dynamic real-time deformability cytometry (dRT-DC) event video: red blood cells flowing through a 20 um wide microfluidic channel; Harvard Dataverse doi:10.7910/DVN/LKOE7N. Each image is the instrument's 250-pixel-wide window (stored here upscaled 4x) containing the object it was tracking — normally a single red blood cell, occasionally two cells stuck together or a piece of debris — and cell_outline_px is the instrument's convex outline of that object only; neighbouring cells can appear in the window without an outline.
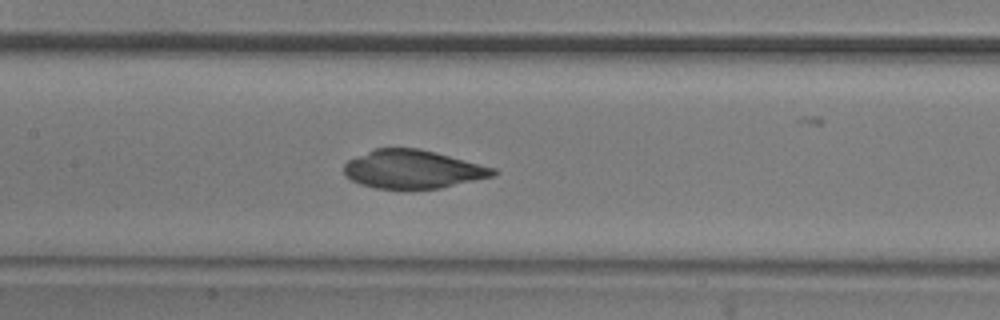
{"species": "common noctule bat (a hibernating species)", "species_latin": "Nyctalus noctula", "temperature_condition": "room temperature", "stored_images_in_passage": 53, "camera_frame_rate_fps": 3000, "um_per_image_px": 0.085, "animal": {"sex": "male", "body_mass_g": 20.5, "forearm_length_mm": 52.5}, "frame": {"image": 1, "passage_image": 23, "time_ms": 7.333, "image_size_px": [1000, 320], "cell_outline_px": [[500, 172], [492, 176], [440, 188], [376, 188], [360, 184], [344, 176], [344, 164], [348, 160], [372, 148], [420, 148], [436, 152], [496, 168]], "centroid_in_image_um": [35.07, 14.37], "position_along_channel_um": 172.3, "area_um2": 33.35}}
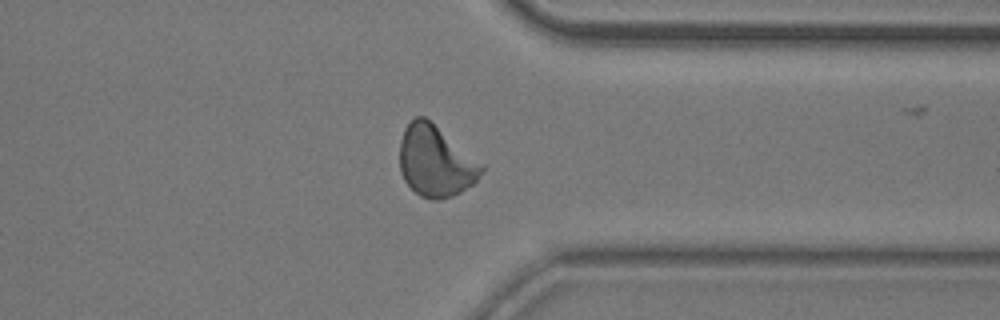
{"frame": {"image": 2, "passage_image": 40, "time_ms": 13.0, "image_size_px": [1000, 320], "cell_outline_px": [[484, 168], [476, 180], [472, 184], [460, 192], [452, 196], [440, 200], [432, 200], [420, 196], [404, 180], [400, 172], [400, 144], [404, 128], [416, 116], [424, 116], [484, 164]], "centroid_in_image_um": [37.02, 13.72], "position_along_channel_um": 374.4, "area_um2": 33.64}}
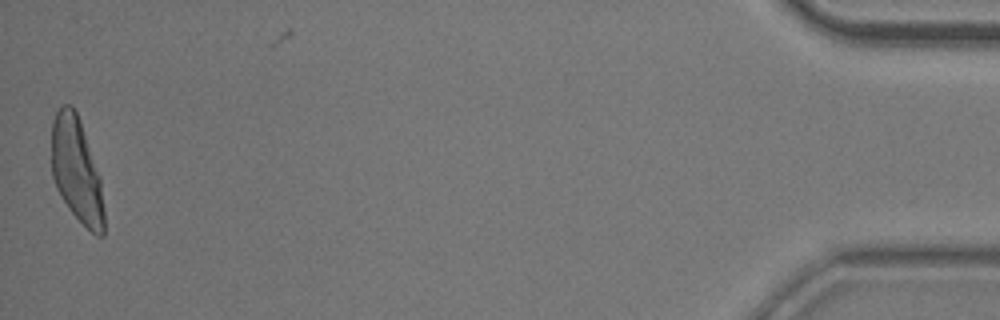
{"frame": {"image": 3, "passage_image": 52, "time_ms": 17.0, "image_size_px": [1000, 320], "cell_outline_px": [[104, 236], [96, 236], [68, 208], [56, 188], [52, 176], [52, 120], [60, 104], [68, 104], [76, 112], [80, 120], [100, 176], [104, 208]], "centroid_in_image_um": [6.51, 14.46], "position_along_channel_um": 428.7, "area_um2": 31.96}}